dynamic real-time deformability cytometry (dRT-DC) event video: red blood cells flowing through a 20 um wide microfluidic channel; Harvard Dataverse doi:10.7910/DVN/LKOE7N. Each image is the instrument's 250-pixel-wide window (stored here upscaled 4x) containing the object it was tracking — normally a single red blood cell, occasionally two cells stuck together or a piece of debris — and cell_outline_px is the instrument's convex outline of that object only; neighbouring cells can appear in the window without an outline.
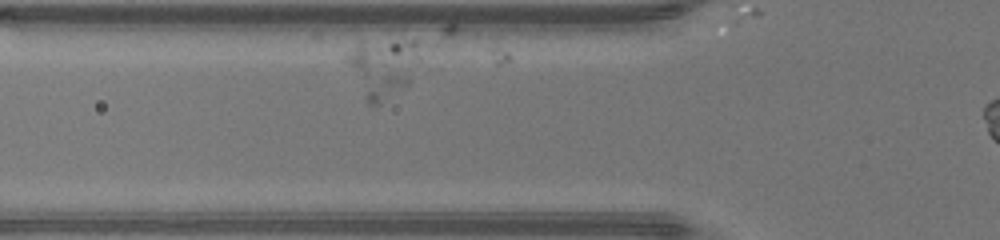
{"species": "human", "species_latin": "Homo sapiens", "temperature_condition": "warm", "stored_images_in_passage": 8, "camera_frame_rate_fps": 3000, "um_per_image_px": 0.085, "donor": {"sex": "male"}, "frame": {"image": 1, "passage_image": 5, "time_ms": 1.333, "image_size_px": [1000, 240], "cell_outline_px": [[432, 44], [408, 84], [404, 88], [380, 104], [368, 104], [344, 60], [356, 44], [412, 40], [416, 40]], "centroid_in_image_um": [32.73, 5.7], "position_along_channel_um": 93.1, "area_um2": 25.95}}